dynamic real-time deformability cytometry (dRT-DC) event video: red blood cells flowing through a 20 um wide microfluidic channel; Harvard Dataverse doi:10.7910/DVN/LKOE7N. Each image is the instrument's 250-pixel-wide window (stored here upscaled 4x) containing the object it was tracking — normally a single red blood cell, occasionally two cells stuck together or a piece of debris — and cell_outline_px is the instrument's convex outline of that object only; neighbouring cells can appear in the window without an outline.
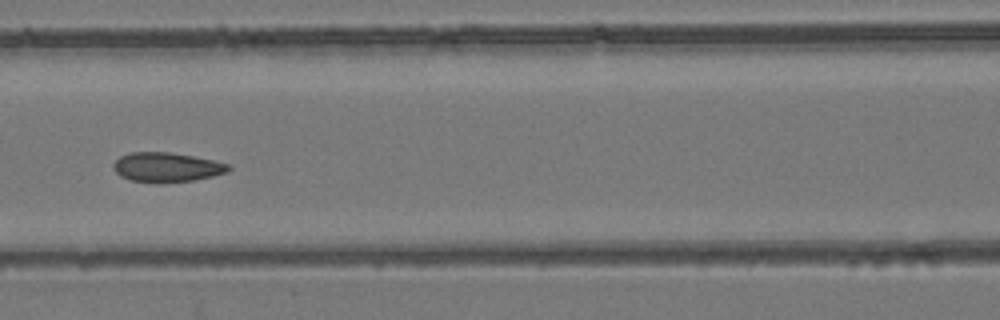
{"species": "common noctule bat (a hibernating species)", "species_latin": "Nyctalus noctula", "temperature_condition": "room temperature", "stored_images_in_passage": 9, "camera_frame_rate_fps": 3000, "um_per_image_px": 0.085, "animal": {"sex": "female", "body_mass_g": 24.6, "forearm_length_mm": 56.2}, "frame": {"image": 1, "passage_image": 6, "time_ms": 7.333, "image_size_px": [1000, 320], "cell_outline_px": [[232, 168], [228, 172], [212, 176], [192, 180], [132, 180], [120, 176], [112, 168], [112, 164], [120, 156], [132, 152], [168, 152], [192, 156], [232, 164]], "centroid_in_image_um": [14.19, 14.17], "position_along_channel_um": 152.4, "area_um2": 19.07}}
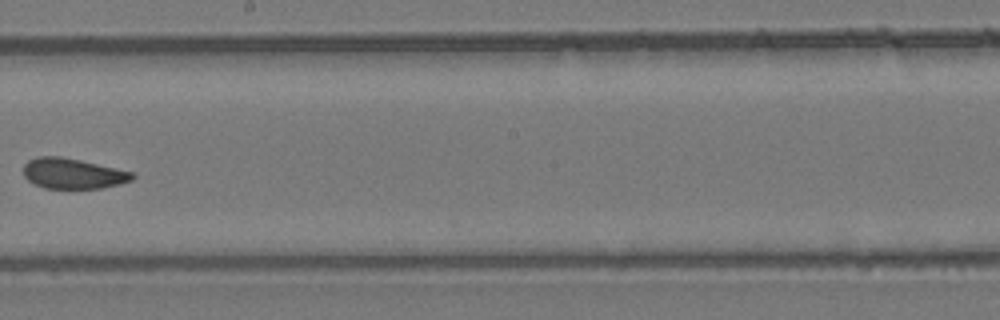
{"frame": {"image": 2, "passage_image": 8, "time_ms": 9.667, "image_size_px": [1000, 320], "cell_outline_px": [[136, 176], [132, 180], [100, 188], [44, 188], [28, 180], [24, 176], [24, 164], [28, 160], [40, 156], [60, 156], [80, 160], [132, 172]], "centroid_in_image_um": [6.16, 14.74], "position_along_channel_um": 242.0, "area_um2": 19.02}}
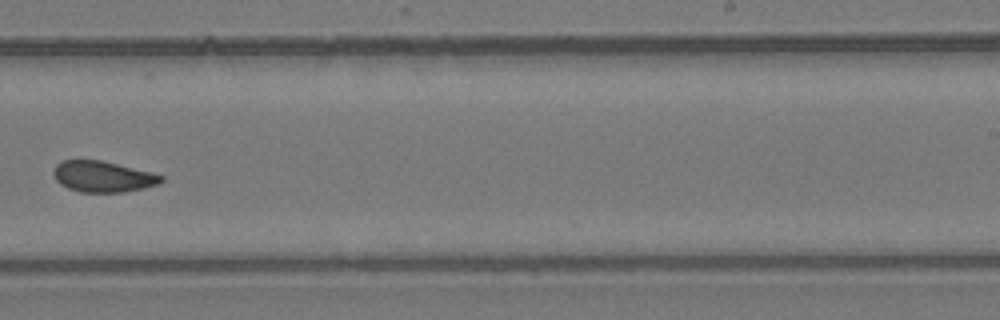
{"frame": {"image": 3, "passage_image": 9, "time_ms": 10.667, "image_size_px": [1000, 320], "cell_outline_px": [[164, 180], [156, 184], [144, 188], [124, 192], [80, 192], [68, 188], [60, 184], [56, 180], [52, 172], [56, 164], [60, 160], [100, 160], [152, 172], [164, 176]], "centroid_in_image_um": [8.72, 15.01], "position_along_channel_um": 280.3, "area_um2": 19.48}}